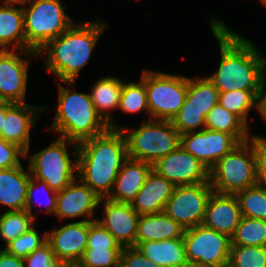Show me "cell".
<instances>
[{"label": "cell", "mask_w": 266, "mask_h": 267, "mask_svg": "<svg viewBox=\"0 0 266 267\" xmlns=\"http://www.w3.org/2000/svg\"><path fill=\"white\" fill-rule=\"evenodd\" d=\"M211 32L219 43L218 69L207 78L219 93L249 90L257 97L263 82L262 52L250 40L231 31L222 20L209 19Z\"/></svg>", "instance_id": "6da1fadb"}, {"label": "cell", "mask_w": 266, "mask_h": 267, "mask_svg": "<svg viewBox=\"0 0 266 267\" xmlns=\"http://www.w3.org/2000/svg\"><path fill=\"white\" fill-rule=\"evenodd\" d=\"M127 159L124 132L108 128L102 134L78 143L77 177L99 198H107Z\"/></svg>", "instance_id": "7a4b0ae2"}, {"label": "cell", "mask_w": 266, "mask_h": 267, "mask_svg": "<svg viewBox=\"0 0 266 267\" xmlns=\"http://www.w3.org/2000/svg\"><path fill=\"white\" fill-rule=\"evenodd\" d=\"M107 26L99 19L74 22L59 37L50 40L38 56L47 55L45 69L57 76L59 81L73 86L80 71L87 65L99 37Z\"/></svg>", "instance_id": "3957f363"}, {"label": "cell", "mask_w": 266, "mask_h": 267, "mask_svg": "<svg viewBox=\"0 0 266 267\" xmlns=\"http://www.w3.org/2000/svg\"><path fill=\"white\" fill-rule=\"evenodd\" d=\"M62 83H58L56 115L48 129L76 143L105 132L109 127L97 114L90 94L74 92Z\"/></svg>", "instance_id": "277c9868"}, {"label": "cell", "mask_w": 266, "mask_h": 267, "mask_svg": "<svg viewBox=\"0 0 266 267\" xmlns=\"http://www.w3.org/2000/svg\"><path fill=\"white\" fill-rule=\"evenodd\" d=\"M209 182L214 192L230 195L257 185L255 136L222 157L209 170Z\"/></svg>", "instance_id": "5b68a950"}, {"label": "cell", "mask_w": 266, "mask_h": 267, "mask_svg": "<svg viewBox=\"0 0 266 267\" xmlns=\"http://www.w3.org/2000/svg\"><path fill=\"white\" fill-rule=\"evenodd\" d=\"M22 7L26 50L38 53L74 23L60 0H30Z\"/></svg>", "instance_id": "8992f818"}, {"label": "cell", "mask_w": 266, "mask_h": 267, "mask_svg": "<svg viewBox=\"0 0 266 267\" xmlns=\"http://www.w3.org/2000/svg\"><path fill=\"white\" fill-rule=\"evenodd\" d=\"M127 141L128 158L154 164L181 145V135L170 120L144 121L133 131L121 126Z\"/></svg>", "instance_id": "52a82bcc"}, {"label": "cell", "mask_w": 266, "mask_h": 267, "mask_svg": "<svg viewBox=\"0 0 266 267\" xmlns=\"http://www.w3.org/2000/svg\"><path fill=\"white\" fill-rule=\"evenodd\" d=\"M72 145L75 161H72L67 151V144ZM30 174L42 181L56 192L62 191L77 178L78 143L63 137H58L48 147L37 153L28 155ZM73 162V163H72Z\"/></svg>", "instance_id": "ba28073f"}, {"label": "cell", "mask_w": 266, "mask_h": 267, "mask_svg": "<svg viewBox=\"0 0 266 267\" xmlns=\"http://www.w3.org/2000/svg\"><path fill=\"white\" fill-rule=\"evenodd\" d=\"M140 78L147 90L149 119L172 121L185 102L188 76L145 69Z\"/></svg>", "instance_id": "9c48e42d"}, {"label": "cell", "mask_w": 266, "mask_h": 267, "mask_svg": "<svg viewBox=\"0 0 266 267\" xmlns=\"http://www.w3.org/2000/svg\"><path fill=\"white\" fill-rule=\"evenodd\" d=\"M183 240L187 261H197L214 267H228L231 238L203 224L187 228Z\"/></svg>", "instance_id": "30bf717a"}, {"label": "cell", "mask_w": 266, "mask_h": 267, "mask_svg": "<svg viewBox=\"0 0 266 267\" xmlns=\"http://www.w3.org/2000/svg\"><path fill=\"white\" fill-rule=\"evenodd\" d=\"M210 182L176 186L164 212L185 229L203 223L207 202L213 193Z\"/></svg>", "instance_id": "8fae6325"}, {"label": "cell", "mask_w": 266, "mask_h": 267, "mask_svg": "<svg viewBox=\"0 0 266 267\" xmlns=\"http://www.w3.org/2000/svg\"><path fill=\"white\" fill-rule=\"evenodd\" d=\"M25 57H20V53ZM31 56L38 57L32 50H0V97L3 101L25 103L28 81V64Z\"/></svg>", "instance_id": "7c38bea8"}, {"label": "cell", "mask_w": 266, "mask_h": 267, "mask_svg": "<svg viewBox=\"0 0 266 267\" xmlns=\"http://www.w3.org/2000/svg\"><path fill=\"white\" fill-rule=\"evenodd\" d=\"M240 142L231 134L209 129L181 134V147L209 170Z\"/></svg>", "instance_id": "4fadbf2b"}, {"label": "cell", "mask_w": 266, "mask_h": 267, "mask_svg": "<svg viewBox=\"0 0 266 267\" xmlns=\"http://www.w3.org/2000/svg\"><path fill=\"white\" fill-rule=\"evenodd\" d=\"M153 170L175 187L209 181V169L181 146L157 160Z\"/></svg>", "instance_id": "5bb4252c"}, {"label": "cell", "mask_w": 266, "mask_h": 267, "mask_svg": "<svg viewBox=\"0 0 266 267\" xmlns=\"http://www.w3.org/2000/svg\"><path fill=\"white\" fill-rule=\"evenodd\" d=\"M46 109H48L46 106L6 101V115L0 136L28 154L31 142L30 131L35 127L39 115Z\"/></svg>", "instance_id": "9a60e30c"}, {"label": "cell", "mask_w": 266, "mask_h": 267, "mask_svg": "<svg viewBox=\"0 0 266 267\" xmlns=\"http://www.w3.org/2000/svg\"><path fill=\"white\" fill-rule=\"evenodd\" d=\"M100 198L78 177L62 191L57 192L56 215L58 219L87 217L85 221H94L95 210Z\"/></svg>", "instance_id": "2e32d148"}, {"label": "cell", "mask_w": 266, "mask_h": 267, "mask_svg": "<svg viewBox=\"0 0 266 267\" xmlns=\"http://www.w3.org/2000/svg\"><path fill=\"white\" fill-rule=\"evenodd\" d=\"M102 202H104V219L96 221L106 228L122 247H136L137 223L140 215L131 204L100 198L99 205Z\"/></svg>", "instance_id": "e0dca14e"}, {"label": "cell", "mask_w": 266, "mask_h": 267, "mask_svg": "<svg viewBox=\"0 0 266 267\" xmlns=\"http://www.w3.org/2000/svg\"><path fill=\"white\" fill-rule=\"evenodd\" d=\"M47 232V241L58 261H77L81 259L87 245L89 221L85 219L67 223Z\"/></svg>", "instance_id": "ac0fdd59"}, {"label": "cell", "mask_w": 266, "mask_h": 267, "mask_svg": "<svg viewBox=\"0 0 266 267\" xmlns=\"http://www.w3.org/2000/svg\"><path fill=\"white\" fill-rule=\"evenodd\" d=\"M242 214L236 195L213 191L207 202L203 225L230 238L234 235Z\"/></svg>", "instance_id": "d6986e66"}, {"label": "cell", "mask_w": 266, "mask_h": 267, "mask_svg": "<svg viewBox=\"0 0 266 267\" xmlns=\"http://www.w3.org/2000/svg\"><path fill=\"white\" fill-rule=\"evenodd\" d=\"M152 170V164L128 158L123 163L107 198L114 202L132 204Z\"/></svg>", "instance_id": "ffe728a7"}, {"label": "cell", "mask_w": 266, "mask_h": 267, "mask_svg": "<svg viewBox=\"0 0 266 267\" xmlns=\"http://www.w3.org/2000/svg\"><path fill=\"white\" fill-rule=\"evenodd\" d=\"M174 189L175 186L170 181L152 170L131 204L132 208L139 215L163 212Z\"/></svg>", "instance_id": "44dd1931"}, {"label": "cell", "mask_w": 266, "mask_h": 267, "mask_svg": "<svg viewBox=\"0 0 266 267\" xmlns=\"http://www.w3.org/2000/svg\"><path fill=\"white\" fill-rule=\"evenodd\" d=\"M19 166L0 169V204L9 209L7 211H20L26 208L27 187L30 181L29 168Z\"/></svg>", "instance_id": "7402d4cb"}, {"label": "cell", "mask_w": 266, "mask_h": 267, "mask_svg": "<svg viewBox=\"0 0 266 267\" xmlns=\"http://www.w3.org/2000/svg\"><path fill=\"white\" fill-rule=\"evenodd\" d=\"M122 87V79L105 76L95 82L89 93L97 114L111 129H121L112 121L110 112L119 108Z\"/></svg>", "instance_id": "603a6c76"}, {"label": "cell", "mask_w": 266, "mask_h": 267, "mask_svg": "<svg viewBox=\"0 0 266 267\" xmlns=\"http://www.w3.org/2000/svg\"><path fill=\"white\" fill-rule=\"evenodd\" d=\"M4 49L26 50L22 4L0 3V50Z\"/></svg>", "instance_id": "cb8c5ba5"}, {"label": "cell", "mask_w": 266, "mask_h": 267, "mask_svg": "<svg viewBox=\"0 0 266 267\" xmlns=\"http://www.w3.org/2000/svg\"><path fill=\"white\" fill-rule=\"evenodd\" d=\"M185 228L164 211L140 215L137 223L136 246L145 241H162L183 238Z\"/></svg>", "instance_id": "d4e9b609"}, {"label": "cell", "mask_w": 266, "mask_h": 267, "mask_svg": "<svg viewBox=\"0 0 266 267\" xmlns=\"http://www.w3.org/2000/svg\"><path fill=\"white\" fill-rule=\"evenodd\" d=\"M138 250L160 267H183L187 263L183 238L140 242Z\"/></svg>", "instance_id": "484cf974"}, {"label": "cell", "mask_w": 266, "mask_h": 267, "mask_svg": "<svg viewBox=\"0 0 266 267\" xmlns=\"http://www.w3.org/2000/svg\"><path fill=\"white\" fill-rule=\"evenodd\" d=\"M249 128L238 116L216 104L205 117V129L233 135L240 143L250 140Z\"/></svg>", "instance_id": "4316f807"}, {"label": "cell", "mask_w": 266, "mask_h": 267, "mask_svg": "<svg viewBox=\"0 0 266 267\" xmlns=\"http://www.w3.org/2000/svg\"><path fill=\"white\" fill-rule=\"evenodd\" d=\"M219 91L207 78L188 77V89L185 102L181 108H195L205 117L218 104Z\"/></svg>", "instance_id": "83f0119b"}, {"label": "cell", "mask_w": 266, "mask_h": 267, "mask_svg": "<svg viewBox=\"0 0 266 267\" xmlns=\"http://www.w3.org/2000/svg\"><path fill=\"white\" fill-rule=\"evenodd\" d=\"M34 218L26 210L5 211L0 214V238L5 243L12 242L14 239L29 231L34 227Z\"/></svg>", "instance_id": "f1b7e54d"}, {"label": "cell", "mask_w": 266, "mask_h": 267, "mask_svg": "<svg viewBox=\"0 0 266 267\" xmlns=\"http://www.w3.org/2000/svg\"><path fill=\"white\" fill-rule=\"evenodd\" d=\"M231 245L266 247V220L242 216L231 237Z\"/></svg>", "instance_id": "f546056e"}, {"label": "cell", "mask_w": 266, "mask_h": 267, "mask_svg": "<svg viewBox=\"0 0 266 267\" xmlns=\"http://www.w3.org/2000/svg\"><path fill=\"white\" fill-rule=\"evenodd\" d=\"M222 107L238 116L247 126L248 113L254 107L258 110V97L249 90H235L219 93V101Z\"/></svg>", "instance_id": "4dcf8cb0"}, {"label": "cell", "mask_w": 266, "mask_h": 267, "mask_svg": "<svg viewBox=\"0 0 266 267\" xmlns=\"http://www.w3.org/2000/svg\"><path fill=\"white\" fill-rule=\"evenodd\" d=\"M125 113H138L145 110L149 115L147 90L144 81L140 78L137 82H126L123 80V87L120 97L119 108Z\"/></svg>", "instance_id": "1f68e13d"}, {"label": "cell", "mask_w": 266, "mask_h": 267, "mask_svg": "<svg viewBox=\"0 0 266 267\" xmlns=\"http://www.w3.org/2000/svg\"><path fill=\"white\" fill-rule=\"evenodd\" d=\"M236 197L242 216L266 220V188L255 185L238 192Z\"/></svg>", "instance_id": "d6a6232c"}, {"label": "cell", "mask_w": 266, "mask_h": 267, "mask_svg": "<svg viewBox=\"0 0 266 267\" xmlns=\"http://www.w3.org/2000/svg\"><path fill=\"white\" fill-rule=\"evenodd\" d=\"M123 247H86L79 260L81 267H120Z\"/></svg>", "instance_id": "836d02e7"}, {"label": "cell", "mask_w": 266, "mask_h": 267, "mask_svg": "<svg viewBox=\"0 0 266 267\" xmlns=\"http://www.w3.org/2000/svg\"><path fill=\"white\" fill-rule=\"evenodd\" d=\"M228 267H266V247L231 245Z\"/></svg>", "instance_id": "e575fe53"}, {"label": "cell", "mask_w": 266, "mask_h": 267, "mask_svg": "<svg viewBox=\"0 0 266 267\" xmlns=\"http://www.w3.org/2000/svg\"><path fill=\"white\" fill-rule=\"evenodd\" d=\"M46 241L47 232L41 236L40 232L38 233L36 228L32 227L29 231L8 243L3 249L11 255L24 259Z\"/></svg>", "instance_id": "d590c367"}, {"label": "cell", "mask_w": 266, "mask_h": 267, "mask_svg": "<svg viewBox=\"0 0 266 267\" xmlns=\"http://www.w3.org/2000/svg\"><path fill=\"white\" fill-rule=\"evenodd\" d=\"M41 189H42V192H44V194L46 192L48 195V196L47 195L45 196V197H47L45 200L46 201L45 203H42L43 199L40 200L39 198H37V193H39L38 190H41ZM34 197H35V200H34ZM56 199H57V192L56 191L51 189L46 184L45 181L39 180V179H37L31 175L30 181H29L28 187H27L26 208H25V210L29 214H31L34 218L36 217L33 214V209H32L33 203H36L37 205L39 204V206L43 204L44 206H46L45 212L48 214L54 215L56 212Z\"/></svg>", "instance_id": "8d00e7d4"}, {"label": "cell", "mask_w": 266, "mask_h": 267, "mask_svg": "<svg viewBox=\"0 0 266 267\" xmlns=\"http://www.w3.org/2000/svg\"><path fill=\"white\" fill-rule=\"evenodd\" d=\"M172 123L181 135L197 131L198 128L205 129V116L195 108H181Z\"/></svg>", "instance_id": "74e56055"}, {"label": "cell", "mask_w": 266, "mask_h": 267, "mask_svg": "<svg viewBox=\"0 0 266 267\" xmlns=\"http://www.w3.org/2000/svg\"><path fill=\"white\" fill-rule=\"evenodd\" d=\"M86 247H122L114 236L94 219L89 221Z\"/></svg>", "instance_id": "f35d334b"}, {"label": "cell", "mask_w": 266, "mask_h": 267, "mask_svg": "<svg viewBox=\"0 0 266 267\" xmlns=\"http://www.w3.org/2000/svg\"><path fill=\"white\" fill-rule=\"evenodd\" d=\"M24 267H55L58 260L51 244L46 241L38 249L23 259Z\"/></svg>", "instance_id": "ab89813d"}, {"label": "cell", "mask_w": 266, "mask_h": 267, "mask_svg": "<svg viewBox=\"0 0 266 267\" xmlns=\"http://www.w3.org/2000/svg\"><path fill=\"white\" fill-rule=\"evenodd\" d=\"M20 157L25 158V152L0 136V169L19 166L21 164Z\"/></svg>", "instance_id": "60d3db41"}, {"label": "cell", "mask_w": 266, "mask_h": 267, "mask_svg": "<svg viewBox=\"0 0 266 267\" xmlns=\"http://www.w3.org/2000/svg\"><path fill=\"white\" fill-rule=\"evenodd\" d=\"M255 136L256 183L266 188V137Z\"/></svg>", "instance_id": "b9f144b4"}, {"label": "cell", "mask_w": 266, "mask_h": 267, "mask_svg": "<svg viewBox=\"0 0 266 267\" xmlns=\"http://www.w3.org/2000/svg\"><path fill=\"white\" fill-rule=\"evenodd\" d=\"M120 267H160L147 257H144L137 247H123Z\"/></svg>", "instance_id": "7bdbcfd3"}, {"label": "cell", "mask_w": 266, "mask_h": 267, "mask_svg": "<svg viewBox=\"0 0 266 267\" xmlns=\"http://www.w3.org/2000/svg\"><path fill=\"white\" fill-rule=\"evenodd\" d=\"M0 267H24L22 258L7 253L5 250L0 254Z\"/></svg>", "instance_id": "ee69618b"}, {"label": "cell", "mask_w": 266, "mask_h": 267, "mask_svg": "<svg viewBox=\"0 0 266 267\" xmlns=\"http://www.w3.org/2000/svg\"><path fill=\"white\" fill-rule=\"evenodd\" d=\"M258 112H260L261 118L266 122V79H263L258 96Z\"/></svg>", "instance_id": "f6af8a7d"}, {"label": "cell", "mask_w": 266, "mask_h": 267, "mask_svg": "<svg viewBox=\"0 0 266 267\" xmlns=\"http://www.w3.org/2000/svg\"><path fill=\"white\" fill-rule=\"evenodd\" d=\"M5 115H6V101H3L2 103H0V135L3 129Z\"/></svg>", "instance_id": "bcb514c9"}, {"label": "cell", "mask_w": 266, "mask_h": 267, "mask_svg": "<svg viewBox=\"0 0 266 267\" xmlns=\"http://www.w3.org/2000/svg\"><path fill=\"white\" fill-rule=\"evenodd\" d=\"M55 267H81L77 261H58Z\"/></svg>", "instance_id": "7dc6e473"}, {"label": "cell", "mask_w": 266, "mask_h": 267, "mask_svg": "<svg viewBox=\"0 0 266 267\" xmlns=\"http://www.w3.org/2000/svg\"><path fill=\"white\" fill-rule=\"evenodd\" d=\"M183 267H214V266L200 263L197 261H187V263Z\"/></svg>", "instance_id": "c3c4849f"}, {"label": "cell", "mask_w": 266, "mask_h": 267, "mask_svg": "<svg viewBox=\"0 0 266 267\" xmlns=\"http://www.w3.org/2000/svg\"><path fill=\"white\" fill-rule=\"evenodd\" d=\"M262 54V62H263V79H266V57ZM265 57V58H264Z\"/></svg>", "instance_id": "681fc988"}, {"label": "cell", "mask_w": 266, "mask_h": 267, "mask_svg": "<svg viewBox=\"0 0 266 267\" xmlns=\"http://www.w3.org/2000/svg\"><path fill=\"white\" fill-rule=\"evenodd\" d=\"M29 1L30 0H4L3 2L23 4V3H26V2H29Z\"/></svg>", "instance_id": "f907efd6"}, {"label": "cell", "mask_w": 266, "mask_h": 267, "mask_svg": "<svg viewBox=\"0 0 266 267\" xmlns=\"http://www.w3.org/2000/svg\"><path fill=\"white\" fill-rule=\"evenodd\" d=\"M260 1L264 6H266V0H260Z\"/></svg>", "instance_id": "816d5d0a"}]
</instances>
